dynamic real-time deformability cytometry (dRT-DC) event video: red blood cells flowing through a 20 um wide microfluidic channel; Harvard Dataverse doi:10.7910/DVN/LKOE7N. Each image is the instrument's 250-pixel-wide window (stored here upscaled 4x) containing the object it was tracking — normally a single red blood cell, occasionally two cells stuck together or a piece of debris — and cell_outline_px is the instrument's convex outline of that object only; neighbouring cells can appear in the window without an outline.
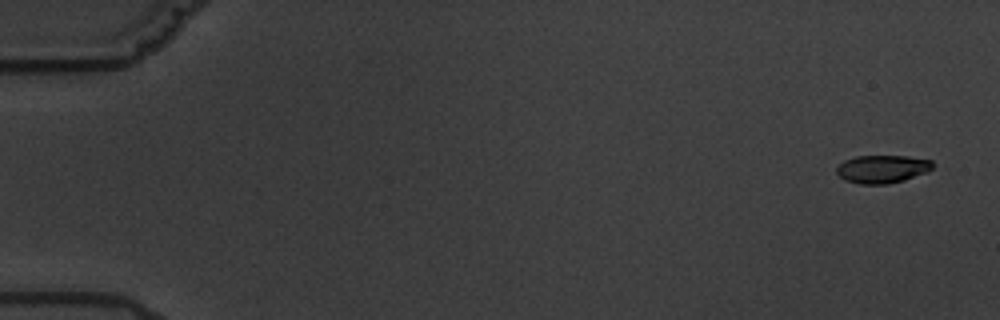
{"species": "common noctule bat (a hibernating species)", "species_latin": "Nyctalus noctula", "temperature_condition": "warm", "stored_images_in_passage": 7, "segment_of_instrument_passage": [1, 2], "camera_frame_rate_fps": 3000, "um_per_image_px": 0.085, "animal": {"sex": "male", "body_mass_g": 19.5, "forearm_length_mm": 54.6}, "frame": {"image": 1, "passage_image": 1, "time_ms": 0.0, "image_size_px": [1000, 320], "cell_outline_px": [[932, 168], [928, 172], [904, 180], [888, 184], [860, 184], [844, 180], [836, 172], [836, 168], [844, 160], [856, 156], [908, 156], [932, 160]], "centroid_in_image_um": [74.99, 14.37], "position_along_channel_um": 10.0, "area_um2": 15.72}}
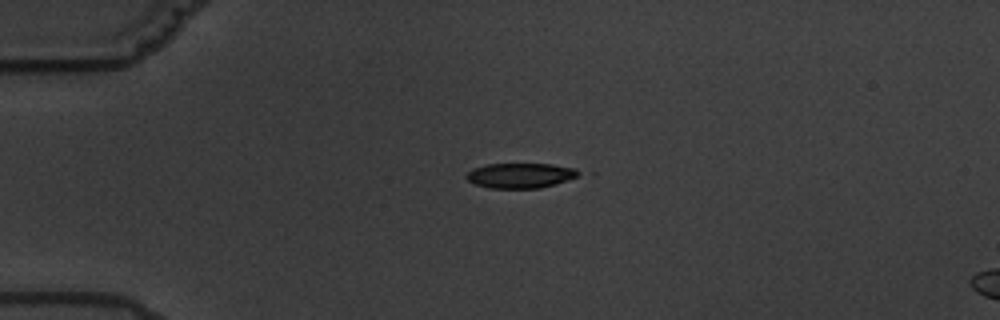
{"frame": {"image": 2, "passage_image": 5, "time_ms": 4.333, "image_size_px": [1000, 320], "cell_outline_px": [[584, 172], [576, 176], [556, 184], [540, 188], [488, 188], [476, 184], [468, 180], [464, 176], [472, 168], [488, 164], [552, 164], [576, 168]], "centroid_in_image_um": [44.24, 14.91], "position_along_channel_um": 40.8, "area_um2": 16.42}}